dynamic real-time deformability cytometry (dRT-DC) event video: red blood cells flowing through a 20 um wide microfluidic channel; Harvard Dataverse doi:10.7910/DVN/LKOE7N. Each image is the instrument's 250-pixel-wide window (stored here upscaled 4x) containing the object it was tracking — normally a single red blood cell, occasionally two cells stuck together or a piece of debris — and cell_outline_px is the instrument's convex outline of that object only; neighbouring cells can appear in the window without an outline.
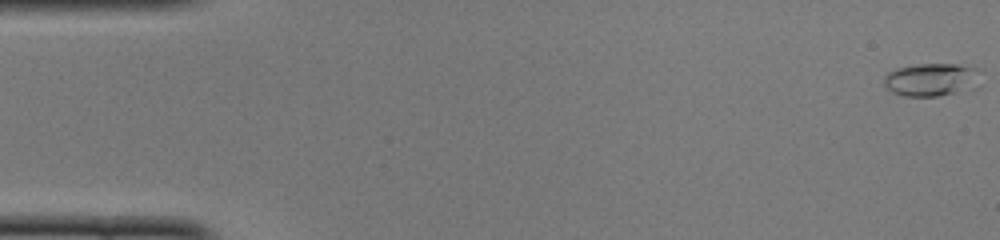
{"species": "common noctule bat (a hibernating species)", "species_latin": "Nyctalus noctula", "temperature_condition": "cold", "stored_images_in_passage": 49, "camera_frame_rate_fps": 3000, "um_per_image_px": 0.085, "animal": {"sex": "female", "body_mass_g": 22.0, "forearm_length_mm": 56.7}, "frame": {"image": 1, "passage_image": 1, "time_ms": 0.0, "image_size_px": [1000, 240], "cell_outline_px": [[984, 68], [956, 92], [936, 96], [900, 96], [892, 92], [884, 84], [884, 76], [888, 72], [896, 68], [916, 64], [960, 64]], "centroid_in_image_um": [78.99, 6.73], "position_along_channel_um": 6.0, "area_um2": 17.74}}
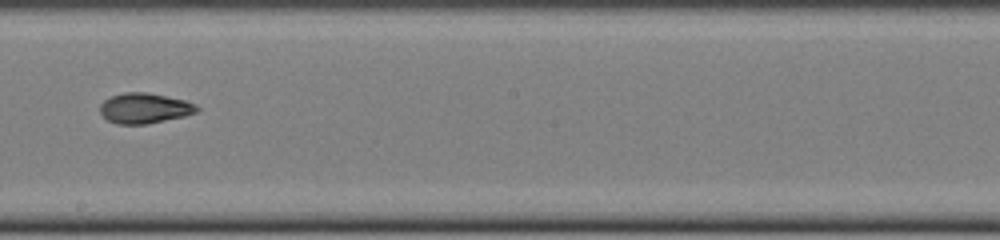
{"frame": {"image": 2, "passage_image": 28, "time_ms": 9.0, "image_size_px": [1000, 240], "cell_outline_px": [[200, 108], [196, 112], [184, 116], [148, 124], [116, 124], [108, 120], [100, 112], [100, 104], [104, 100], [112, 96], [124, 92], [144, 92], [184, 100], [196, 104]], "centroid_in_image_um": [12.27, 9.2], "position_along_channel_um": 235.9, "area_um2": 16.99}}
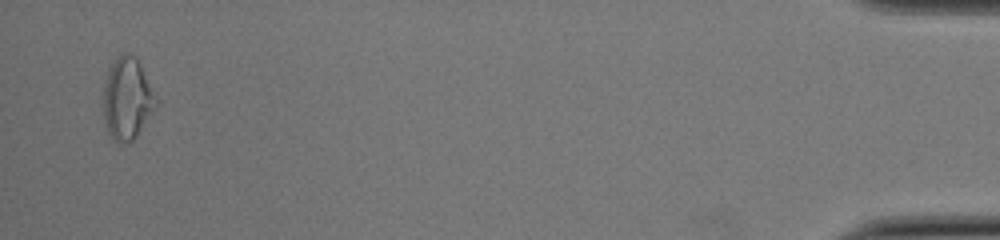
{"frame": {"image": 3, "passage_image": 48, "time_ms": 15.667, "image_size_px": [1000, 240], "cell_outline_px": [[160, 100], [156, 108], [136, 136], [128, 144], [116, 144], [112, 140], [104, 124], [104, 80], [108, 68], [116, 56], [124, 52], [128, 52], [136, 56]], "centroid_in_image_um": [10.82, 8.38], "position_along_channel_um": 424.4, "area_um2": 25.95}, "authors_computed_cell_mechanics": {"area_um2": 16.9932, "velocity_mm_per_s": 4.1123, "shape_relaxation_time_tau1_ms": 9.7397, "shape_relaxation_time_tau2_ms": 1.8018, "deformation_change_tau1": 0.2883, "deformation_change_tau2": 0.066}}